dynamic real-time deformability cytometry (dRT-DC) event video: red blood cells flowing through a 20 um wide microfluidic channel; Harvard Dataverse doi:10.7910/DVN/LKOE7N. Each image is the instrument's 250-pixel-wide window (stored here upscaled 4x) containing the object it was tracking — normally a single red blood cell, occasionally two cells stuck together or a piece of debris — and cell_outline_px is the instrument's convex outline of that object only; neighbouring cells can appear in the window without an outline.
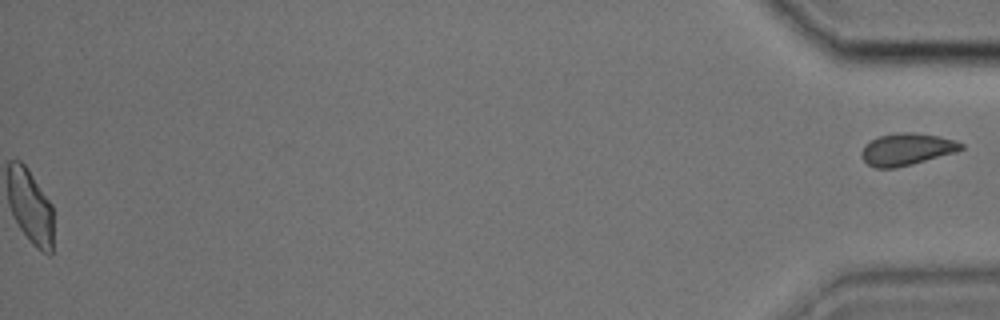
{"species": "common noctule bat (a hibernating species)", "species_latin": "Nyctalus noctula", "temperature_condition": "cold", "stored_images_in_passage": 43, "segment_of_instrument_passage": [2, 2], "camera_frame_rate_fps": 3000, "um_per_image_px": 0.085, "animal": {"sex": "male", "body_mass_g": 17.9, "forearm_length_mm": 54.2}, "frame": {"image": 1, "passage_image": 43, "time_ms": 14.0, "image_size_px": [1000, 320], "cell_outline_px": [[964, 148], [956, 152], [912, 164], [896, 168], [876, 168], [868, 164], [864, 160], [860, 152], [864, 144], [880, 136], [896, 132], [908, 132], [936, 136], [956, 140], [964, 144]], "centroid_in_image_um": [77.06, 12.69], "position_along_channel_um": 358.1, "area_um2": 18.5}}